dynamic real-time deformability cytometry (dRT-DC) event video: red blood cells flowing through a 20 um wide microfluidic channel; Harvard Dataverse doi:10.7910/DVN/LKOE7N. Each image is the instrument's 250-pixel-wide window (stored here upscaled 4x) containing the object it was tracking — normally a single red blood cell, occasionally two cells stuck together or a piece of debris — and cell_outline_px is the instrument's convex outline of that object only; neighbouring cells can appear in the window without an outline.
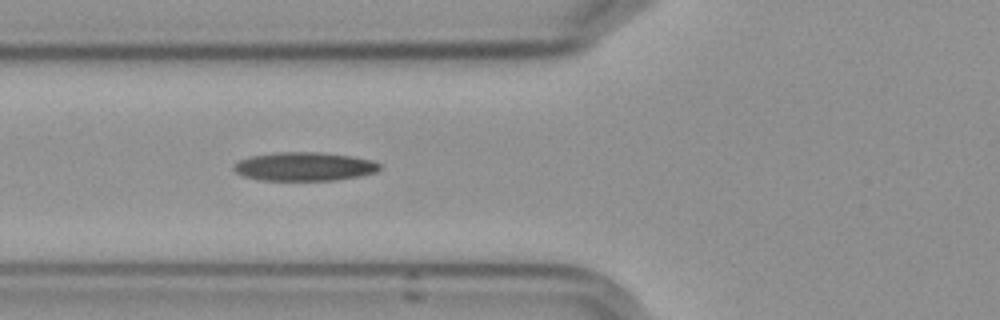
{"species": "Egyptian fruit bat (a non-hibernating species)", "species_latin": "Rousettus aegyptiacus", "temperature_condition": "cold", "stored_images_in_passage": 34, "camera_frame_rate_fps": 3000, "um_per_image_px": 0.085, "frame": {"image": 1, "passage_image": 6, "time_ms": 1.667, "image_size_px": [1000, 320], "cell_outline_px": [[380, 168], [376, 172], [360, 176], [332, 180], [260, 180], [244, 176], [236, 172], [232, 168], [240, 160], [252, 156], [276, 152], [324, 152], [352, 156], [372, 160], [380, 164]], "centroid_in_image_um": [25.89, 14.15], "position_along_channel_um": 99.9, "area_um2": 24.28}}
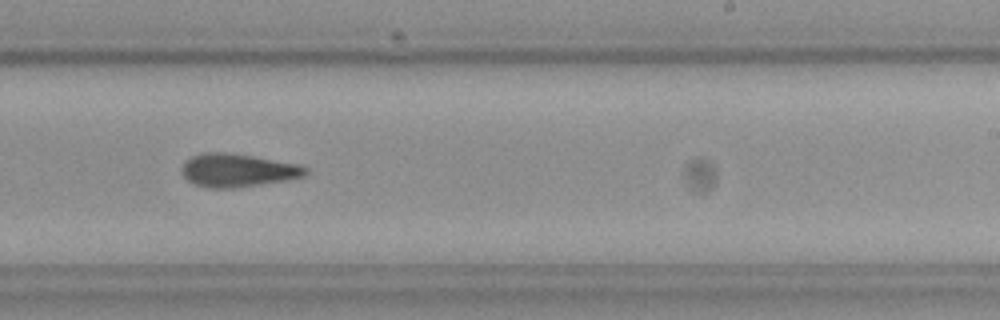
{"frame": {"image": 2, "passage_image": 20, "time_ms": 6.333, "image_size_px": [1000, 320], "cell_outline_px": [[308, 172], [304, 176], [288, 180], [232, 188], [208, 188], [196, 184], [188, 180], [184, 176], [180, 168], [192, 156], [204, 152], [224, 152], [252, 156], [296, 164], [308, 168]], "centroid_in_image_um": [20.19, 14.48], "position_along_channel_um": 268.8, "area_um2": 23.64}, "authors_computed_cell_mechanics": {"area_um2": 23.9003, "velocity_mm_per_s": 3.6096, "shape_relaxation_time_tau1_ms": null, "shape_relaxation_time_tau2_ms": 8.5395, "deformation_change_tau1": null, "deformation_change_tau2": 0.185}}